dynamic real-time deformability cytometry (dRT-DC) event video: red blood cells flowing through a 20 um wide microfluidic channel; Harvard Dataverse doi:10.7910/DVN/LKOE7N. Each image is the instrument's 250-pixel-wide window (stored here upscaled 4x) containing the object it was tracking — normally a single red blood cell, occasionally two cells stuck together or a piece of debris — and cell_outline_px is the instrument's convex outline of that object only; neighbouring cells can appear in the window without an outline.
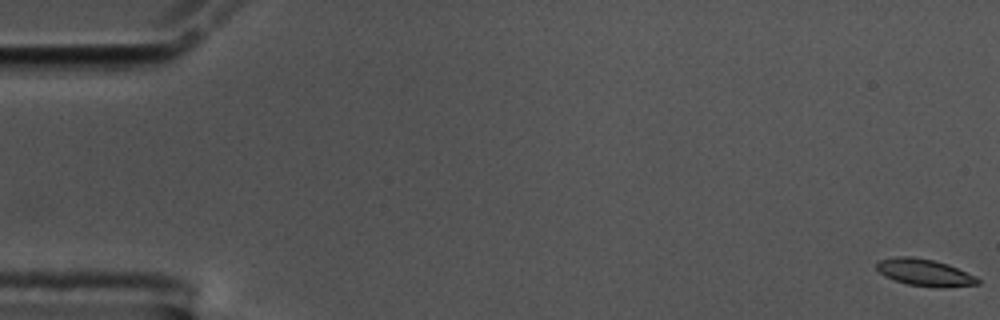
{"species": "common noctule bat (a hibernating species)", "species_latin": "Nyctalus noctula", "temperature_condition": "cold", "stored_images_in_passage": 38, "camera_frame_rate_fps": 3000, "um_per_image_px": 0.085, "animal": {"sex": "male", "body_mass_g": 17.5, "forearm_length_mm": 52.3}, "frame": {"image": 1, "passage_image": 1, "time_ms": 0.0, "image_size_px": [1000, 320], "cell_outline_px": [[980, 284], [944, 288], [936, 288], [908, 284], [884, 276], [876, 268], [876, 264], [880, 260], [896, 256], [912, 256], [932, 260], [948, 264], [976, 276], [980, 280]], "centroid_in_image_um": [78.62, 23.17], "position_along_channel_um": 6.4, "area_um2": 15.95}}
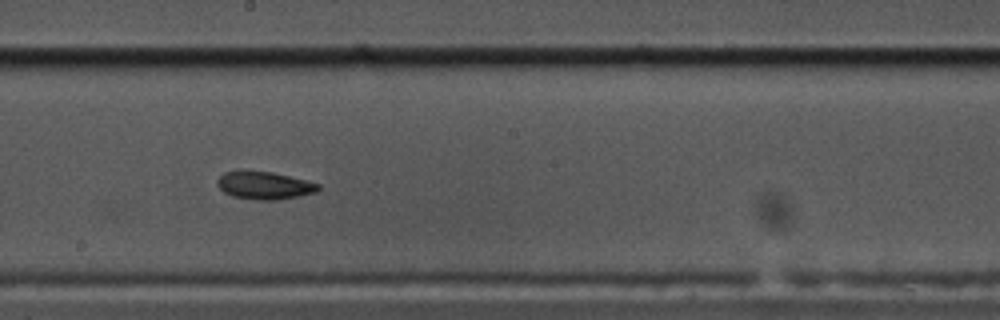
{"frame": {"image": 2, "passage_image": 32, "time_ms": 10.333, "image_size_px": [1000, 320], "cell_outline_px": [[320, 188], [316, 192], [276, 200], [256, 200], [232, 196], [224, 192], [216, 184], [216, 180], [224, 172], [272, 172], [320, 184]], "centroid_in_image_um": [22.46, 15.78], "position_along_channel_um": 225.7, "area_um2": 15.9}}
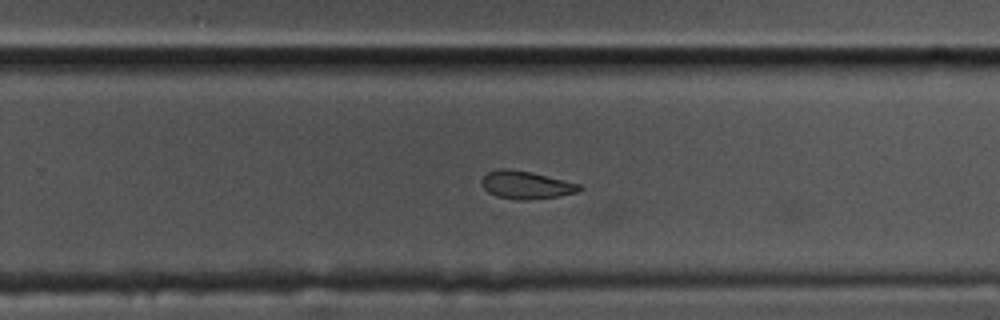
{"frame": {"image": 3, "passage_image": 37, "time_ms": 12.0, "image_size_px": [1000, 320], "cell_outline_px": [[584, 188], [576, 192], [556, 196], [528, 200], [516, 200], [496, 196], [488, 192], [484, 188], [480, 180], [488, 172], [500, 168], [508, 168], [528, 172], [580, 184]], "centroid_in_image_um": [44.67, 15.73], "position_along_channel_um": 285.1, "area_um2": 15.61}}